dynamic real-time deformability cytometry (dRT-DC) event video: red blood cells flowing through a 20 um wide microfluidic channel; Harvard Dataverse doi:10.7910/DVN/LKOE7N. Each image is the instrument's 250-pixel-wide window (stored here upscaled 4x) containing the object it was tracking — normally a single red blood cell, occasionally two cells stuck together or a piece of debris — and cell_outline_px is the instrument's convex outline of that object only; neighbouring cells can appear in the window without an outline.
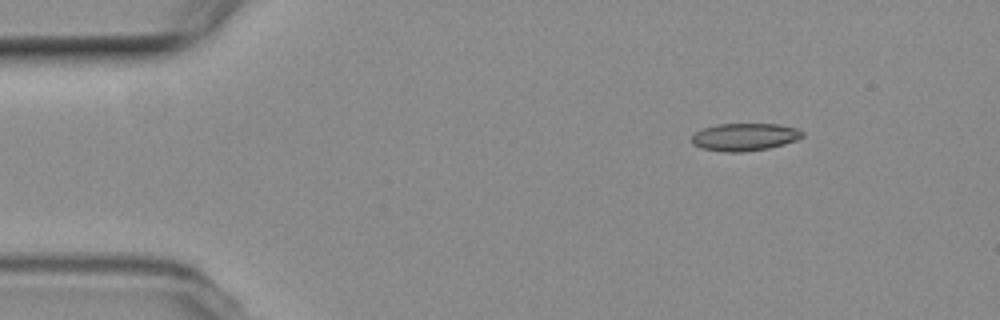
{"species": "common noctule bat (a hibernating species)", "species_latin": "Nyctalus noctula", "temperature_condition": "room temperature", "stored_images_in_passage": 4, "camera_frame_rate_fps": 3000, "um_per_image_px": 0.085, "animal": {"sex": "female", "body_mass_g": 19.3, "forearm_length_mm": 54.1}, "frame": {"image": 1, "passage_image": 1, "time_ms": 0.0, "image_size_px": [1000, 320], "cell_outline_px": [[804, 136], [796, 140], [784, 144], [768, 148], [744, 152], [724, 152], [704, 148], [692, 144], [692, 136], [696, 132], [704, 128], [716, 124], [780, 124], [796, 128], [804, 132]], "centroid_in_image_um": [63.32, 11.64], "position_along_channel_um": 21.7, "area_um2": 17.74}}